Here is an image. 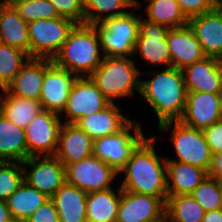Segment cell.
Wrapping results in <instances>:
<instances>
[{
  "mask_svg": "<svg viewBox=\"0 0 222 222\" xmlns=\"http://www.w3.org/2000/svg\"><path fill=\"white\" fill-rule=\"evenodd\" d=\"M60 222H87V193L65 182L51 197Z\"/></svg>",
  "mask_w": 222,
  "mask_h": 222,
  "instance_id": "cell-24",
  "label": "cell"
},
{
  "mask_svg": "<svg viewBox=\"0 0 222 222\" xmlns=\"http://www.w3.org/2000/svg\"><path fill=\"white\" fill-rule=\"evenodd\" d=\"M211 2L215 5V7L222 8V0H211Z\"/></svg>",
  "mask_w": 222,
  "mask_h": 222,
  "instance_id": "cell-46",
  "label": "cell"
},
{
  "mask_svg": "<svg viewBox=\"0 0 222 222\" xmlns=\"http://www.w3.org/2000/svg\"><path fill=\"white\" fill-rule=\"evenodd\" d=\"M165 214L160 197L121 191L116 222H152Z\"/></svg>",
  "mask_w": 222,
  "mask_h": 222,
  "instance_id": "cell-16",
  "label": "cell"
},
{
  "mask_svg": "<svg viewBox=\"0 0 222 222\" xmlns=\"http://www.w3.org/2000/svg\"><path fill=\"white\" fill-rule=\"evenodd\" d=\"M66 182L86 193L113 187L118 173L104 161L92 155L65 167Z\"/></svg>",
  "mask_w": 222,
  "mask_h": 222,
  "instance_id": "cell-10",
  "label": "cell"
},
{
  "mask_svg": "<svg viewBox=\"0 0 222 222\" xmlns=\"http://www.w3.org/2000/svg\"><path fill=\"white\" fill-rule=\"evenodd\" d=\"M141 1H139V0H134V6H137L138 7V9L140 10L141 9V4L142 3H140Z\"/></svg>",
  "mask_w": 222,
  "mask_h": 222,
  "instance_id": "cell-47",
  "label": "cell"
},
{
  "mask_svg": "<svg viewBox=\"0 0 222 222\" xmlns=\"http://www.w3.org/2000/svg\"><path fill=\"white\" fill-rule=\"evenodd\" d=\"M92 155L93 139L76 124L63 122L54 156L66 167Z\"/></svg>",
  "mask_w": 222,
  "mask_h": 222,
  "instance_id": "cell-19",
  "label": "cell"
},
{
  "mask_svg": "<svg viewBox=\"0 0 222 222\" xmlns=\"http://www.w3.org/2000/svg\"><path fill=\"white\" fill-rule=\"evenodd\" d=\"M204 209L189 194L168 196L165 215L169 222H202Z\"/></svg>",
  "mask_w": 222,
  "mask_h": 222,
  "instance_id": "cell-31",
  "label": "cell"
},
{
  "mask_svg": "<svg viewBox=\"0 0 222 222\" xmlns=\"http://www.w3.org/2000/svg\"><path fill=\"white\" fill-rule=\"evenodd\" d=\"M219 184H220V189H221V194H222V179L219 180Z\"/></svg>",
  "mask_w": 222,
  "mask_h": 222,
  "instance_id": "cell-48",
  "label": "cell"
},
{
  "mask_svg": "<svg viewBox=\"0 0 222 222\" xmlns=\"http://www.w3.org/2000/svg\"><path fill=\"white\" fill-rule=\"evenodd\" d=\"M22 182V162L0 161V200L6 201Z\"/></svg>",
  "mask_w": 222,
  "mask_h": 222,
  "instance_id": "cell-35",
  "label": "cell"
},
{
  "mask_svg": "<svg viewBox=\"0 0 222 222\" xmlns=\"http://www.w3.org/2000/svg\"><path fill=\"white\" fill-rule=\"evenodd\" d=\"M152 222H169L167 216L164 214L161 218L155 220V221H152Z\"/></svg>",
  "mask_w": 222,
  "mask_h": 222,
  "instance_id": "cell-45",
  "label": "cell"
},
{
  "mask_svg": "<svg viewBox=\"0 0 222 222\" xmlns=\"http://www.w3.org/2000/svg\"><path fill=\"white\" fill-rule=\"evenodd\" d=\"M207 176L203 168L167 160L168 196L190 195Z\"/></svg>",
  "mask_w": 222,
  "mask_h": 222,
  "instance_id": "cell-23",
  "label": "cell"
},
{
  "mask_svg": "<svg viewBox=\"0 0 222 222\" xmlns=\"http://www.w3.org/2000/svg\"><path fill=\"white\" fill-rule=\"evenodd\" d=\"M121 187L87 193V222H116Z\"/></svg>",
  "mask_w": 222,
  "mask_h": 222,
  "instance_id": "cell-26",
  "label": "cell"
},
{
  "mask_svg": "<svg viewBox=\"0 0 222 222\" xmlns=\"http://www.w3.org/2000/svg\"><path fill=\"white\" fill-rule=\"evenodd\" d=\"M11 220L6 201L0 200V222H9Z\"/></svg>",
  "mask_w": 222,
  "mask_h": 222,
  "instance_id": "cell-43",
  "label": "cell"
},
{
  "mask_svg": "<svg viewBox=\"0 0 222 222\" xmlns=\"http://www.w3.org/2000/svg\"><path fill=\"white\" fill-rule=\"evenodd\" d=\"M63 121L61 116L43 109L25 128V139L30 156L54 155L59 131Z\"/></svg>",
  "mask_w": 222,
  "mask_h": 222,
  "instance_id": "cell-13",
  "label": "cell"
},
{
  "mask_svg": "<svg viewBox=\"0 0 222 222\" xmlns=\"http://www.w3.org/2000/svg\"><path fill=\"white\" fill-rule=\"evenodd\" d=\"M159 137L148 136L134 151L125 167L118 173L122 190L160 197L164 202L167 192V160L157 154L155 143ZM121 174L123 176H121ZM121 177H125L120 178Z\"/></svg>",
  "mask_w": 222,
  "mask_h": 222,
  "instance_id": "cell-1",
  "label": "cell"
},
{
  "mask_svg": "<svg viewBox=\"0 0 222 222\" xmlns=\"http://www.w3.org/2000/svg\"><path fill=\"white\" fill-rule=\"evenodd\" d=\"M202 222H222V208L215 211H206Z\"/></svg>",
  "mask_w": 222,
  "mask_h": 222,
  "instance_id": "cell-42",
  "label": "cell"
},
{
  "mask_svg": "<svg viewBox=\"0 0 222 222\" xmlns=\"http://www.w3.org/2000/svg\"><path fill=\"white\" fill-rule=\"evenodd\" d=\"M59 16L73 20L77 24L85 23L83 0H49Z\"/></svg>",
  "mask_w": 222,
  "mask_h": 222,
  "instance_id": "cell-37",
  "label": "cell"
},
{
  "mask_svg": "<svg viewBox=\"0 0 222 222\" xmlns=\"http://www.w3.org/2000/svg\"><path fill=\"white\" fill-rule=\"evenodd\" d=\"M151 78L140 79L139 95L148 103L157 116L158 125L167 121L179 120L186 103V88L181 69L175 67L155 68L153 71H142L140 75Z\"/></svg>",
  "mask_w": 222,
  "mask_h": 222,
  "instance_id": "cell-2",
  "label": "cell"
},
{
  "mask_svg": "<svg viewBox=\"0 0 222 222\" xmlns=\"http://www.w3.org/2000/svg\"><path fill=\"white\" fill-rule=\"evenodd\" d=\"M23 164V180L51 198L66 182L65 166L54 155L30 156Z\"/></svg>",
  "mask_w": 222,
  "mask_h": 222,
  "instance_id": "cell-11",
  "label": "cell"
},
{
  "mask_svg": "<svg viewBox=\"0 0 222 222\" xmlns=\"http://www.w3.org/2000/svg\"><path fill=\"white\" fill-rule=\"evenodd\" d=\"M190 195L205 212L222 208V194L218 179L207 176Z\"/></svg>",
  "mask_w": 222,
  "mask_h": 222,
  "instance_id": "cell-34",
  "label": "cell"
},
{
  "mask_svg": "<svg viewBox=\"0 0 222 222\" xmlns=\"http://www.w3.org/2000/svg\"><path fill=\"white\" fill-rule=\"evenodd\" d=\"M110 103L89 76L77 77L69 93L66 107L60 115L61 120H64V123L75 124L80 118L99 112Z\"/></svg>",
  "mask_w": 222,
  "mask_h": 222,
  "instance_id": "cell-12",
  "label": "cell"
},
{
  "mask_svg": "<svg viewBox=\"0 0 222 222\" xmlns=\"http://www.w3.org/2000/svg\"><path fill=\"white\" fill-rule=\"evenodd\" d=\"M42 110V105L38 100L20 98L9 94L5 89L0 91V113L23 129Z\"/></svg>",
  "mask_w": 222,
  "mask_h": 222,
  "instance_id": "cell-28",
  "label": "cell"
},
{
  "mask_svg": "<svg viewBox=\"0 0 222 222\" xmlns=\"http://www.w3.org/2000/svg\"><path fill=\"white\" fill-rule=\"evenodd\" d=\"M25 222H60L54 201L49 198Z\"/></svg>",
  "mask_w": 222,
  "mask_h": 222,
  "instance_id": "cell-39",
  "label": "cell"
},
{
  "mask_svg": "<svg viewBox=\"0 0 222 222\" xmlns=\"http://www.w3.org/2000/svg\"><path fill=\"white\" fill-rule=\"evenodd\" d=\"M133 57L104 56L89 76L101 93L111 102L140 93L141 70Z\"/></svg>",
  "mask_w": 222,
  "mask_h": 222,
  "instance_id": "cell-4",
  "label": "cell"
},
{
  "mask_svg": "<svg viewBox=\"0 0 222 222\" xmlns=\"http://www.w3.org/2000/svg\"><path fill=\"white\" fill-rule=\"evenodd\" d=\"M27 158L25 129L0 113V161L24 162Z\"/></svg>",
  "mask_w": 222,
  "mask_h": 222,
  "instance_id": "cell-27",
  "label": "cell"
},
{
  "mask_svg": "<svg viewBox=\"0 0 222 222\" xmlns=\"http://www.w3.org/2000/svg\"><path fill=\"white\" fill-rule=\"evenodd\" d=\"M212 155L222 153V120L203 130Z\"/></svg>",
  "mask_w": 222,
  "mask_h": 222,
  "instance_id": "cell-40",
  "label": "cell"
},
{
  "mask_svg": "<svg viewBox=\"0 0 222 222\" xmlns=\"http://www.w3.org/2000/svg\"><path fill=\"white\" fill-rule=\"evenodd\" d=\"M53 64L49 58H30L13 80L5 87V90L20 98L38 100L41 97V89L45 71Z\"/></svg>",
  "mask_w": 222,
  "mask_h": 222,
  "instance_id": "cell-20",
  "label": "cell"
},
{
  "mask_svg": "<svg viewBox=\"0 0 222 222\" xmlns=\"http://www.w3.org/2000/svg\"><path fill=\"white\" fill-rule=\"evenodd\" d=\"M136 10L138 7L134 6L124 15L93 24L99 34L104 56L133 57L139 34L140 15L135 14Z\"/></svg>",
  "mask_w": 222,
  "mask_h": 222,
  "instance_id": "cell-6",
  "label": "cell"
},
{
  "mask_svg": "<svg viewBox=\"0 0 222 222\" xmlns=\"http://www.w3.org/2000/svg\"><path fill=\"white\" fill-rule=\"evenodd\" d=\"M188 26L197 37L207 57L222 59V8L188 19Z\"/></svg>",
  "mask_w": 222,
  "mask_h": 222,
  "instance_id": "cell-18",
  "label": "cell"
},
{
  "mask_svg": "<svg viewBox=\"0 0 222 222\" xmlns=\"http://www.w3.org/2000/svg\"><path fill=\"white\" fill-rule=\"evenodd\" d=\"M30 58L22 49L0 42V89H5Z\"/></svg>",
  "mask_w": 222,
  "mask_h": 222,
  "instance_id": "cell-33",
  "label": "cell"
},
{
  "mask_svg": "<svg viewBox=\"0 0 222 222\" xmlns=\"http://www.w3.org/2000/svg\"><path fill=\"white\" fill-rule=\"evenodd\" d=\"M208 176L218 180L222 179V153L212 155Z\"/></svg>",
  "mask_w": 222,
  "mask_h": 222,
  "instance_id": "cell-41",
  "label": "cell"
},
{
  "mask_svg": "<svg viewBox=\"0 0 222 222\" xmlns=\"http://www.w3.org/2000/svg\"><path fill=\"white\" fill-rule=\"evenodd\" d=\"M76 24L73 20L61 16L29 22V56L53 59Z\"/></svg>",
  "mask_w": 222,
  "mask_h": 222,
  "instance_id": "cell-8",
  "label": "cell"
},
{
  "mask_svg": "<svg viewBox=\"0 0 222 222\" xmlns=\"http://www.w3.org/2000/svg\"><path fill=\"white\" fill-rule=\"evenodd\" d=\"M143 1V0H142ZM147 3L144 10L146 20L168 26L179 28L188 25V19L183 14L176 0H144Z\"/></svg>",
  "mask_w": 222,
  "mask_h": 222,
  "instance_id": "cell-30",
  "label": "cell"
},
{
  "mask_svg": "<svg viewBox=\"0 0 222 222\" xmlns=\"http://www.w3.org/2000/svg\"><path fill=\"white\" fill-rule=\"evenodd\" d=\"M19 15L26 21L60 17L55 6L49 0H25L14 5Z\"/></svg>",
  "mask_w": 222,
  "mask_h": 222,
  "instance_id": "cell-36",
  "label": "cell"
},
{
  "mask_svg": "<svg viewBox=\"0 0 222 222\" xmlns=\"http://www.w3.org/2000/svg\"><path fill=\"white\" fill-rule=\"evenodd\" d=\"M186 92L222 93L221 60L205 56L182 69Z\"/></svg>",
  "mask_w": 222,
  "mask_h": 222,
  "instance_id": "cell-17",
  "label": "cell"
},
{
  "mask_svg": "<svg viewBox=\"0 0 222 222\" xmlns=\"http://www.w3.org/2000/svg\"><path fill=\"white\" fill-rule=\"evenodd\" d=\"M157 128L159 134L171 133L169 138L173 144L176 158L166 155V160L190 164L208 172L211 166L212 152L206 142L203 130L188 127L179 120L161 123Z\"/></svg>",
  "mask_w": 222,
  "mask_h": 222,
  "instance_id": "cell-5",
  "label": "cell"
},
{
  "mask_svg": "<svg viewBox=\"0 0 222 222\" xmlns=\"http://www.w3.org/2000/svg\"><path fill=\"white\" fill-rule=\"evenodd\" d=\"M222 93L187 92L185 109L179 121L204 130L221 120Z\"/></svg>",
  "mask_w": 222,
  "mask_h": 222,
  "instance_id": "cell-14",
  "label": "cell"
},
{
  "mask_svg": "<svg viewBox=\"0 0 222 222\" xmlns=\"http://www.w3.org/2000/svg\"><path fill=\"white\" fill-rule=\"evenodd\" d=\"M133 7L134 0H83L85 23H100L106 18L124 15Z\"/></svg>",
  "mask_w": 222,
  "mask_h": 222,
  "instance_id": "cell-32",
  "label": "cell"
},
{
  "mask_svg": "<svg viewBox=\"0 0 222 222\" xmlns=\"http://www.w3.org/2000/svg\"><path fill=\"white\" fill-rule=\"evenodd\" d=\"M169 29L168 26L150 22L141 16L133 59L139 56L151 67L157 66V69L171 67V55L167 43Z\"/></svg>",
  "mask_w": 222,
  "mask_h": 222,
  "instance_id": "cell-9",
  "label": "cell"
},
{
  "mask_svg": "<svg viewBox=\"0 0 222 222\" xmlns=\"http://www.w3.org/2000/svg\"><path fill=\"white\" fill-rule=\"evenodd\" d=\"M187 19L209 12L215 8L211 0H176Z\"/></svg>",
  "mask_w": 222,
  "mask_h": 222,
  "instance_id": "cell-38",
  "label": "cell"
},
{
  "mask_svg": "<svg viewBox=\"0 0 222 222\" xmlns=\"http://www.w3.org/2000/svg\"><path fill=\"white\" fill-rule=\"evenodd\" d=\"M121 108L116 102L110 103L103 110L80 118L75 124L93 140L116 134L133 120L124 116Z\"/></svg>",
  "mask_w": 222,
  "mask_h": 222,
  "instance_id": "cell-21",
  "label": "cell"
},
{
  "mask_svg": "<svg viewBox=\"0 0 222 222\" xmlns=\"http://www.w3.org/2000/svg\"><path fill=\"white\" fill-rule=\"evenodd\" d=\"M167 43L171 55V67L182 70L205 57L200 42L188 25L170 28L167 32Z\"/></svg>",
  "mask_w": 222,
  "mask_h": 222,
  "instance_id": "cell-22",
  "label": "cell"
},
{
  "mask_svg": "<svg viewBox=\"0 0 222 222\" xmlns=\"http://www.w3.org/2000/svg\"><path fill=\"white\" fill-rule=\"evenodd\" d=\"M49 197L24 180L6 200L11 219L25 222Z\"/></svg>",
  "mask_w": 222,
  "mask_h": 222,
  "instance_id": "cell-29",
  "label": "cell"
},
{
  "mask_svg": "<svg viewBox=\"0 0 222 222\" xmlns=\"http://www.w3.org/2000/svg\"><path fill=\"white\" fill-rule=\"evenodd\" d=\"M103 57L96 28L93 24L84 23L74 26L52 61L56 66L82 77L90 76Z\"/></svg>",
  "mask_w": 222,
  "mask_h": 222,
  "instance_id": "cell-3",
  "label": "cell"
},
{
  "mask_svg": "<svg viewBox=\"0 0 222 222\" xmlns=\"http://www.w3.org/2000/svg\"><path fill=\"white\" fill-rule=\"evenodd\" d=\"M25 1V0H0V2L4 5L14 6L15 4Z\"/></svg>",
  "mask_w": 222,
  "mask_h": 222,
  "instance_id": "cell-44",
  "label": "cell"
},
{
  "mask_svg": "<svg viewBox=\"0 0 222 222\" xmlns=\"http://www.w3.org/2000/svg\"><path fill=\"white\" fill-rule=\"evenodd\" d=\"M0 42L29 54L28 22L19 15L14 6L0 5Z\"/></svg>",
  "mask_w": 222,
  "mask_h": 222,
  "instance_id": "cell-25",
  "label": "cell"
},
{
  "mask_svg": "<svg viewBox=\"0 0 222 222\" xmlns=\"http://www.w3.org/2000/svg\"><path fill=\"white\" fill-rule=\"evenodd\" d=\"M77 75L56 66L54 63L45 71L41 97L42 108L61 115L66 107L69 93Z\"/></svg>",
  "mask_w": 222,
  "mask_h": 222,
  "instance_id": "cell-15",
  "label": "cell"
},
{
  "mask_svg": "<svg viewBox=\"0 0 222 222\" xmlns=\"http://www.w3.org/2000/svg\"><path fill=\"white\" fill-rule=\"evenodd\" d=\"M147 137L141 123L133 118L120 132L93 140V155L119 173Z\"/></svg>",
  "mask_w": 222,
  "mask_h": 222,
  "instance_id": "cell-7",
  "label": "cell"
}]
</instances>
